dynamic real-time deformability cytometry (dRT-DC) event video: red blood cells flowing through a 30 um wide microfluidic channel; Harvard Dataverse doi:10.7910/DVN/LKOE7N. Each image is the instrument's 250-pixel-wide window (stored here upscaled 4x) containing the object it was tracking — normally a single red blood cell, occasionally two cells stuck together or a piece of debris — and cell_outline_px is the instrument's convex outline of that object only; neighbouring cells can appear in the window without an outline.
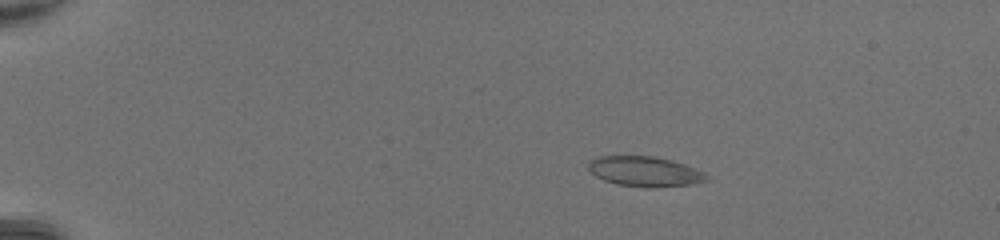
{"species": "common noctule bat (a hibernating species)", "species_latin": "Nyctalus noctula", "temperature_condition": "room temperature", "stored_images_in_passage": 50, "camera_frame_rate_fps": 3000, "um_per_image_px": 0.085, "animal": {"sex": "female", "body_mass_g": 20.0, "forearm_length_mm": 54.0}, "frame": {"image": 1, "passage_image": 11, "time_ms": 3.333, "image_size_px": [1000, 240], "cell_outline_px": [[712, 180], [692, 184], [648, 188], [644, 188], [616, 184], [604, 180], [596, 176], [588, 168], [588, 164], [592, 160], [600, 156], [656, 156], [672, 160], [684, 164], [704, 172]], "centroid_in_image_um": [54.85, 14.58], "position_along_channel_um": 30.1, "area_um2": 20.81}}
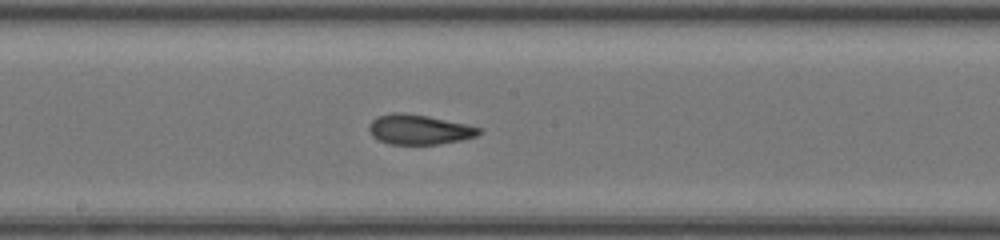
{"frame": {"image": 2, "passage_image": 30, "time_ms": 9.667, "image_size_px": [1000, 240], "cell_outline_px": [[484, 128], [476, 136], [460, 140], [436, 144], [388, 144], [372, 136], [368, 128], [368, 124], [376, 116], [392, 112], [404, 112], [428, 116], [468, 124]], "centroid_in_image_um": [35.61, 10.99], "position_along_channel_um": 212.6, "area_um2": 19.31}}
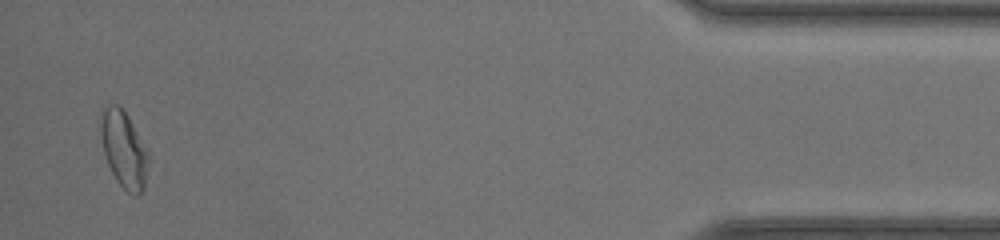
{"frame": {"image": 3, "passage_image": 49, "time_ms": 16.0, "image_size_px": [1000, 240], "cell_outline_px": [[148, 164], [144, 188], [140, 196], [136, 196], [128, 192], [116, 180], [104, 156], [100, 132], [100, 108], [108, 104], [116, 104], [128, 116], [148, 152]], "centroid_in_image_um": [10.5, 12.68], "position_along_channel_um": 424.7, "area_um2": 21.33}, "authors_computed_cell_mechanics": {"area_um2": 20.0855, "velocity_mm_per_s": 4.4012, "shape_relaxation_time_tau1_ms": 5.4631, "shape_relaxation_time_tau2_ms": 1.4935, "deformation_change_tau1": 0.1939, "deformation_change_tau2": 0.0974}}